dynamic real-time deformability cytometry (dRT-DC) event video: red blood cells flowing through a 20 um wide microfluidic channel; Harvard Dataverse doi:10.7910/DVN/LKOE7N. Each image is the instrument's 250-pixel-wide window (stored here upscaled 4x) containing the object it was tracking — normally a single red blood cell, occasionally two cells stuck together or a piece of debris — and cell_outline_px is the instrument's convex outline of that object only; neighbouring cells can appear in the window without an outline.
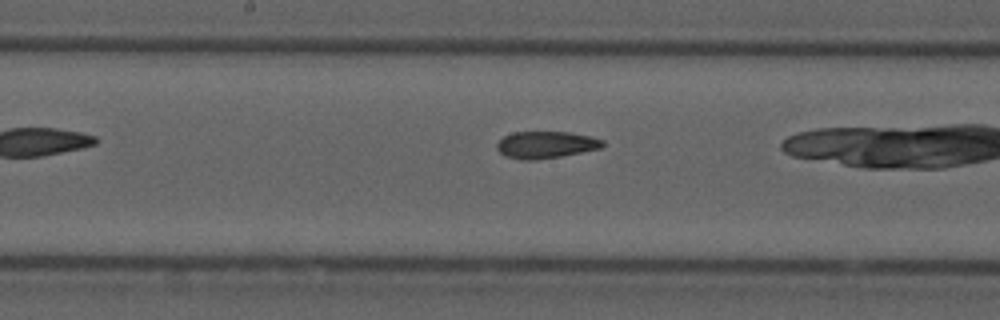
{"species": "common noctule bat (a hibernating species)", "species_latin": "Nyctalus noctula", "temperature_condition": "cold", "stored_images_in_passage": 25, "camera_frame_rate_fps": 3000, "um_per_image_px": 0.085, "animal": {"sex": "male", "forearm_length_mm": 52.5}, "frame": {"image": 1, "passage_image": 11, "time_ms": 3.333, "image_size_px": [1000, 320], "cell_outline_px": [[604, 144], [600, 148], [560, 156], [532, 160], [524, 160], [504, 156], [496, 148], [496, 144], [504, 136], [512, 132], [568, 132], [588, 136], [604, 140]], "centroid_in_image_um": [46.35, 12.3], "position_along_channel_um": 201.8, "area_um2": 16.42}}